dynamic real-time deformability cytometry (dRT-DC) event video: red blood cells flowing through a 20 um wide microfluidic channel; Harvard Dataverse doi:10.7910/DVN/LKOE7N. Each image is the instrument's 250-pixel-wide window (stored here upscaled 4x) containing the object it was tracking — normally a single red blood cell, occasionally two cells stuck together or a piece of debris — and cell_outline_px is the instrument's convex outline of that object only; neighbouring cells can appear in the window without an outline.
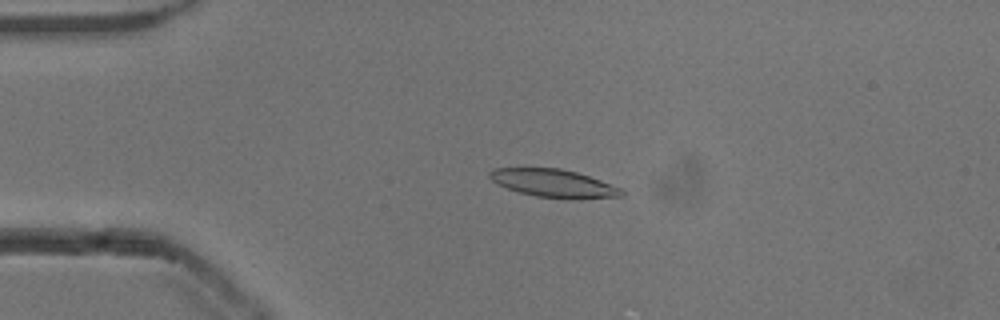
{"species": "common noctule bat (a hibernating species)", "species_latin": "Nyctalus noctula", "temperature_condition": "cold", "stored_images_in_passage": 49, "camera_frame_rate_fps": 3000, "um_per_image_px": 0.085, "animal": {"sex": "male", "body_mass_g": 13.3}, "frame": {"image": 1, "passage_image": 8, "time_ms": 2.333, "image_size_px": [1000, 320], "cell_outline_px": [[624, 196], [576, 200], [572, 200], [536, 196], [520, 192], [496, 184], [488, 176], [488, 172], [492, 168], [560, 168], [576, 172], [600, 180], [620, 188], [624, 192]], "centroid_in_image_um": [47.06, 15.59], "position_along_channel_um": 37.9, "area_um2": 21.68}}
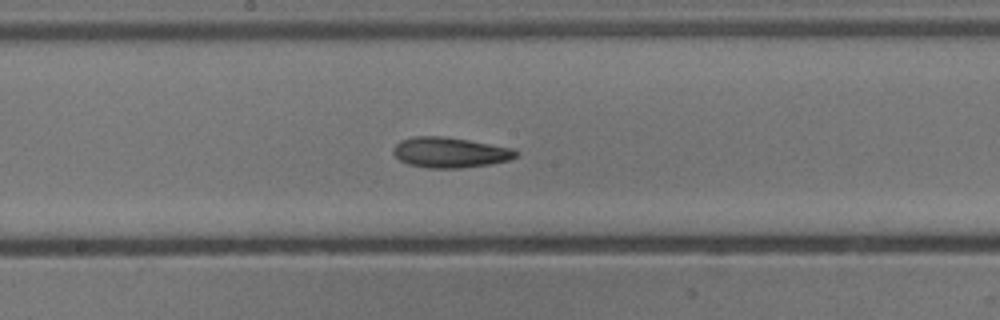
{"frame": {"image": 2, "passage_image": 24, "time_ms": 7.667, "image_size_px": [1000, 320], "cell_outline_px": [[520, 152], [516, 156], [508, 160], [492, 164], [460, 168], [428, 168], [408, 164], [400, 160], [392, 152], [392, 148], [400, 140], [412, 136], [440, 136], [468, 140], [512, 148]], "centroid_in_image_um": [38.22, 12.96], "position_along_channel_um": 210.0, "area_um2": 21.73}}
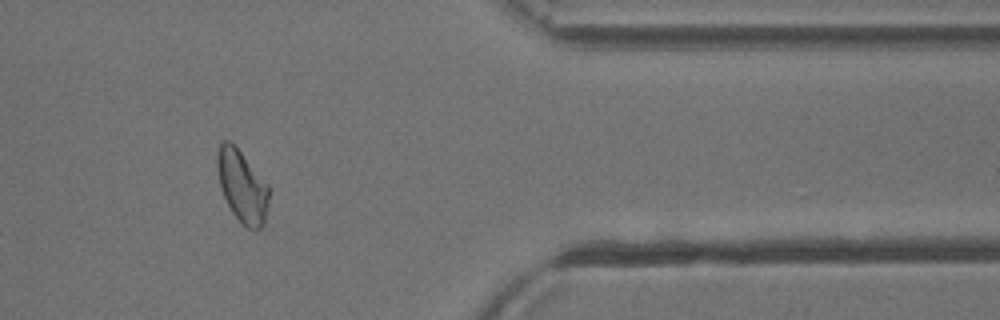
{"frame": {"image": 3, "passage_image": 40, "time_ms": 13.0, "image_size_px": [1000, 320], "cell_outline_px": [[268, 204], [264, 224], [260, 228], [248, 228], [232, 212], [220, 188], [216, 164], [216, 156], [220, 144], [224, 140], [228, 140], [240, 152], [268, 184]], "centroid_in_image_um": [20.56, 15.82], "position_along_channel_um": 390.8, "area_um2": 21.21}, "authors_computed_cell_mechanics": {"area_um2": 21.675, "velocity_mm_per_s": 3.8436, "shape_relaxation_time_tau1_ms": 8.3135, "shape_relaxation_time_tau2_ms": 4.885, "deformation_change_tau1": 0.1755, "deformation_change_tau2": 0.1305}}